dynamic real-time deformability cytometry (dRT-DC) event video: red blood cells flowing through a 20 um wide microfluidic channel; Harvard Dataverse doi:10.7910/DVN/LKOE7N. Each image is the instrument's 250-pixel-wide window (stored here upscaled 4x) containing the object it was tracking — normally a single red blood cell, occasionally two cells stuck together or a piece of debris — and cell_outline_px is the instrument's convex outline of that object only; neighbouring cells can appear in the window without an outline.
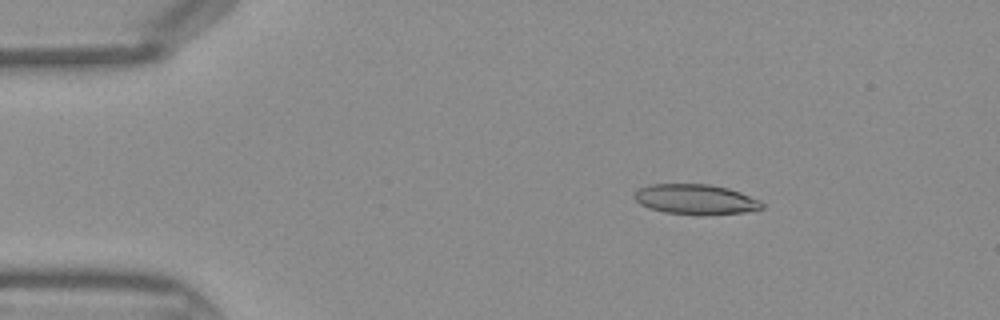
{"species": "Egyptian fruit bat (a non-hibernating species)", "species_latin": "Rousettus aegyptiacus", "temperature_condition": "warm", "stored_images_in_passage": 40, "camera_frame_rate_fps": 3000, "um_per_image_px": 0.085, "frame": {"image": 1, "passage_image": 3, "time_ms": 0.667, "image_size_px": [1000, 320], "cell_outline_px": [[764, 208], [756, 212], [704, 216], [664, 212], [648, 208], [640, 204], [632, 196], [640, 188], [652, 184], [708, 184], [728, 188], [740, 192], [760, 200], [764, 204]], "centroid_in_image_um": [59.2, 16.97], "position_along_channel_um": 25.8, "area_um2": 22.95}}
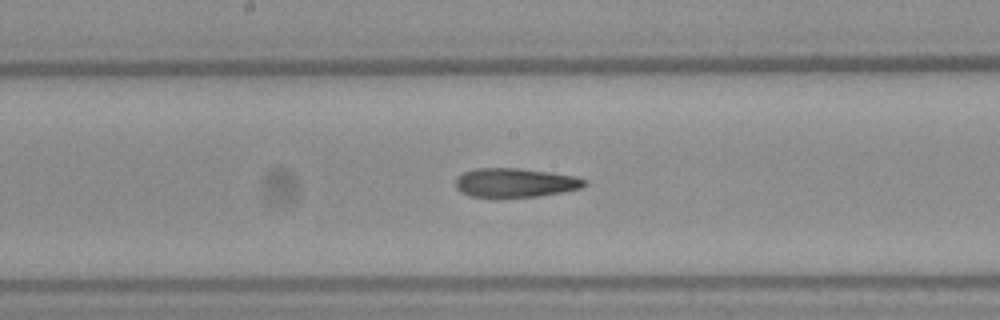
{"frame": {"image": 2, "passage_image": 19, "time_ms": 6.0, "image_size_px": [1000, 320], "cell_outline_px": [[588, 184], [580, 188], [564, 192], [540, 196], [472, 196], [460, 192], [456, 188], [456, 176], [464, 172], [476, 168], [516, 168], [548, 172], [576, 176], [588, 180]], "centroid_in_image_um": [43.82, 15.52], "position_along_channel_um": 204.4, "area_um2": 21.68}}
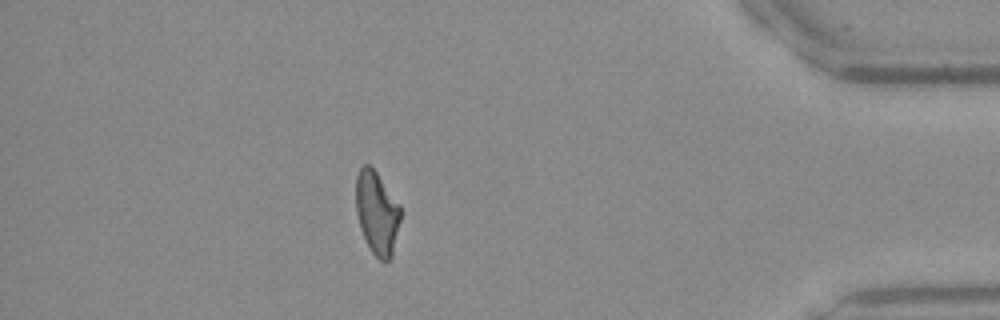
{"frame": {"image": 3, "passage_image": 35, "time_ms": 11.333, "image_size_px": [1000, 320], "cell_outline_px": [[400, 220], [392, 256], [388, 260], [380, 260], [372, 252], [360, 228], [356, 212], [356, 176], [360, 168], [364, 164], [368, 164], [376, 172], [400, 204]], "centroid_in_image_um": [32.03, 18.07], "position_along_channel_um": 403.2, "area_um2": 21.39}}